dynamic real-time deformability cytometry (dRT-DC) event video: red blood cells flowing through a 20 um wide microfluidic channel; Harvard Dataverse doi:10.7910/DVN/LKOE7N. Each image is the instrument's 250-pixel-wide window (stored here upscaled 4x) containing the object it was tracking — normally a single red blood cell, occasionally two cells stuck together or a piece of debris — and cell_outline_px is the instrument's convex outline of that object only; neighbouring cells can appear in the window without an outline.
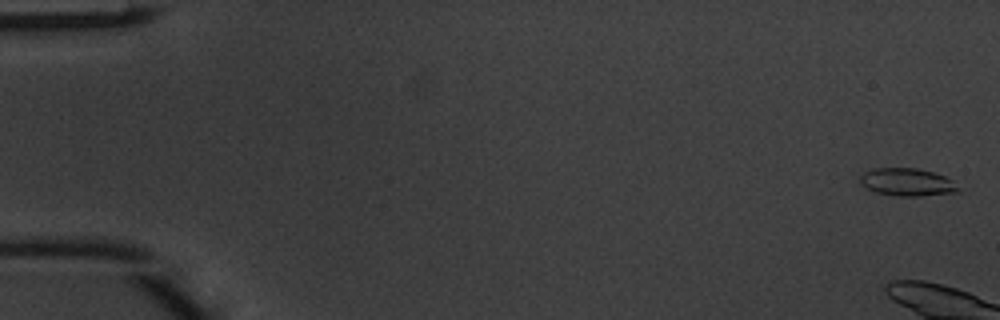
{"species": "common noctule bat (a hibernating species)", "species_latin": "Nyctalus noctula", "temperature_condition": "warm", "stored_images_in_passage": 5, "camera_frame_rate_fps": 3000, "um_per_image_px": 0.085, "animal": {"sex": "male", "body_mass_g": 20.1, "forearm_length_mm": 53.5}, "frame": {"image": 1, "passage_image": 1, "time_ms": 0.0, "image_size_px": [1000, 320], "cell_outline_px": [[960, 192], [920, 196], [896, 196], [876, 192], [860, 184], [860, 176], [864, 172], [876, 168], [916, 168], [932, 172], [944, 176], [952, 180], [960, 188]], "centroid_in_image_um": [77.13, 15.49], "position_along_channel_um": 7.9, "area_um2": 15.84}}